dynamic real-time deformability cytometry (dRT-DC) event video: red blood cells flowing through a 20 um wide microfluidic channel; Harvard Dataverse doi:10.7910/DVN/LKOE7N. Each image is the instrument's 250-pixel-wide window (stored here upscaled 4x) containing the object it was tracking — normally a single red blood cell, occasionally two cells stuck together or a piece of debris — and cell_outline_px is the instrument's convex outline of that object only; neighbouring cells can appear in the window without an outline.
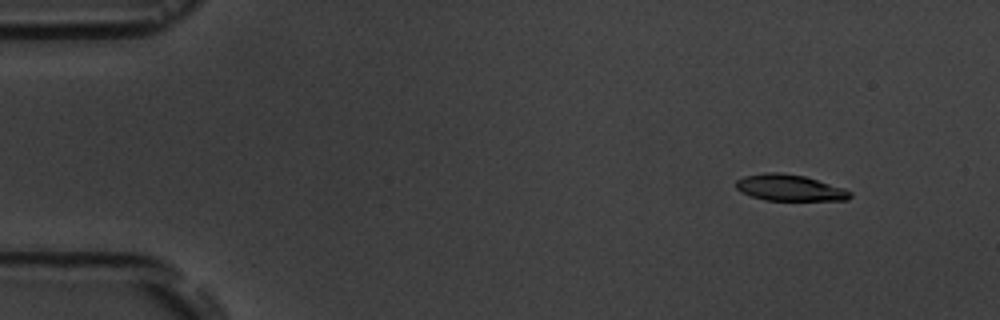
{"species": "common noctule bat (a hibernating species)", "species_latin": "Nyctalus noctula", "temperature_condition": "room temperature", "stored_images_in_passage": 4, "camera_frame_rate_fps": 3000, "um_per_image_px": 0.085, "animal": {"sex": "male", "body_mass_g": 19.5, "forearm_length_mm": 54.6}, "frame": {"image": 1, "passage_image": 2, "time_ms": 1.333, "image_size_px": [1000, 320], "cell_outline_px": [[852, 196], [848, 200], [764, 200], [740, 192], [736, 188], [736, 180], [744, 176], [764, 172], [784, 172], [804, 176], [844, 188], [852, 192]], "centroid_in_image_um": [67.11, 15.95], "position_along_channel_um": 17.9, "area_um2": 17.57}}